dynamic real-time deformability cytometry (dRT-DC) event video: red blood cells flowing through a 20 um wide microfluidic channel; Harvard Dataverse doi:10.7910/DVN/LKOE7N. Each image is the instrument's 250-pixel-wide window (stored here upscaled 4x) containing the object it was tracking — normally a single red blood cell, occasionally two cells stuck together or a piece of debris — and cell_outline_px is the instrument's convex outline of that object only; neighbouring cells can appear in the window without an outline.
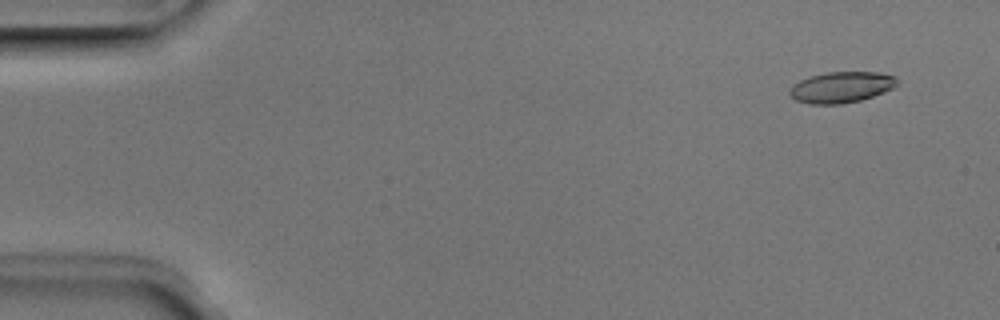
{"species": "Egyptian fruit bat (a non-hibernating species)", "species_latin": "Rousettus aegyptiacus", "temperature_condition": "room temperature", "stored_images_in_passage": 51, "camera_frame_rate_fps": 3000, "um_per_image_px": 0.085, "animal": {"sex": "male"}, "frame": {"image": 1, "passage_image": 3, "time_ms": 0.667, "image_size_px": [1000, 320], "cell_outline_px": [[896, 84], [892, 88], [884, 92], [860, 100], [840, 104], [808, 104], [796, 100], [788, 92], [788, 88], [792, 84], [808, 76], [828, 72], [880, 72], [896, 76]], "centroid_in_image_um": [71.47, 7.41], "position_along_channel_um": 13.5, "area_um2": 19.48}}
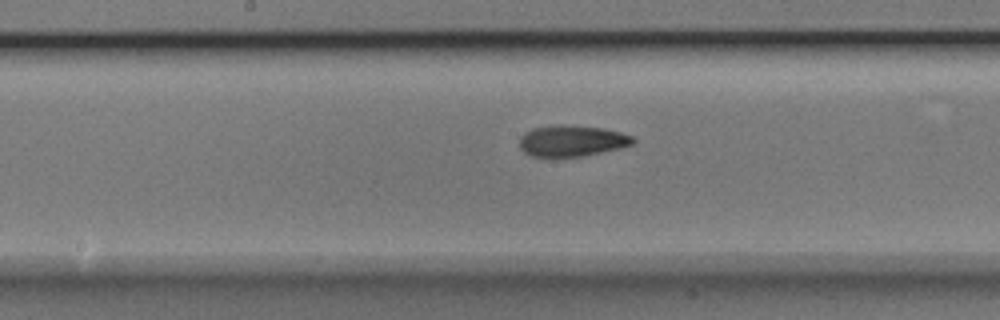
{"frame": {"image": 2, "passage_image": 26, "time_ms": 8.333, "image_size_px": [1000, 320], "cell_outline_px": [[636, 140], [632, 144], [620, 148], [584, 156], [532, 156], [524, 152], [520, 148], [520, 136], [524, 132], [532, 128], [604, 128], [620, 132], [632, 136]], "centroid_in_image_um": [48.63, 12.02], "position_along_channel_um": 199.6, "area_um2": 19.54}}
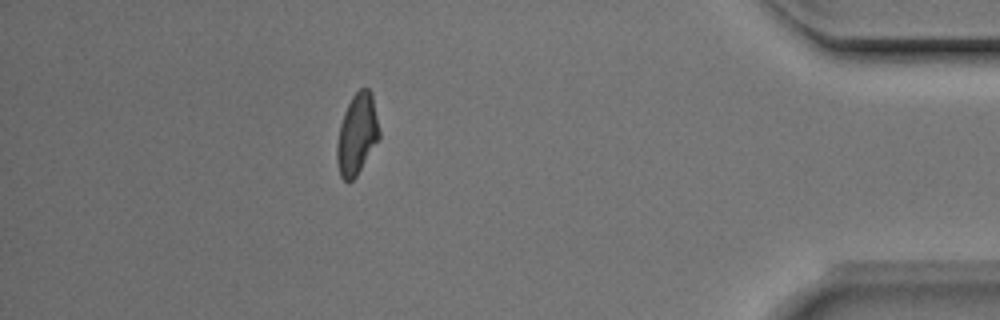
{"frame": {"image": 3, "passage_image": 45, "time_ms": 14.667, "image_size_px": [1000, 320], "cell_outline_px": [[380, 136], [356, 176], [348, 184], [340, 176], [336, 160], [336, 144], [340, 124], [344, 112], [352, 96], [360, 88], [368, 88], [372, 92], [380, 132]], "centroid_in_image_um": [30.33, 11.41], "position_along_channel_um": 404.9, "area_um2": 19.94}, "authors_computed_cell_mechanics": {"area_um2": 20.0566, "velocity_mm_per_s": 3.9636, "shape_relaxation_time_tau1_ms": 4.7907, "shape_relaxation_time_tau2_ms": 3.423, "deformation_change_tau1": 0.1469, "deformation_change_tau2": 0.0982}}